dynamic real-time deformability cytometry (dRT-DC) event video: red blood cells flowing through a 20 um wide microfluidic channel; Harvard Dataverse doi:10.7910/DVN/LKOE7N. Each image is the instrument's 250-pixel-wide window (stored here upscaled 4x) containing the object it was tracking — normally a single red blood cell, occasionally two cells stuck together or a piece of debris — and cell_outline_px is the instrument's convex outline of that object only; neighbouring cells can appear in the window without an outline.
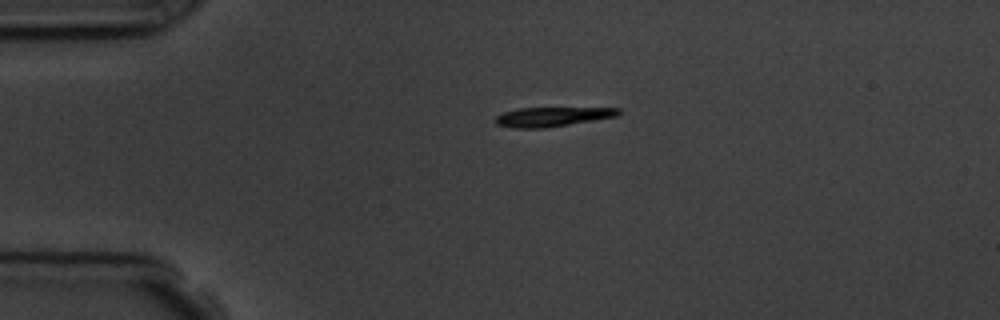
{"species": "common noctule bat (a hibernating species)", "species_latin": "Nyctalus noctula", "temperature_condition": "room temperature", "stored_images_in_passage": 2, "camera_frame_rate_fps": 3000, "um_per_image_px": 0.085, "animal": {"sex": "male", "body_mass_g": 19.5, "forearm_length_mm": 54.6}, "frame": {"image": 1, "passage_image": 1, "time_ms": 0.0, "image_size_px": [1000, 320], "cell_outline_px": [[620, 112], [616, 116], [544, 128], [512, 128], [496, 124], [496, 116], [504, 112], [520, 108], [620, 108]], "centroid_in_image_um": [46.89, 9.92], "position_along_channel_um": 38.1, "area_um2": 13.58}}